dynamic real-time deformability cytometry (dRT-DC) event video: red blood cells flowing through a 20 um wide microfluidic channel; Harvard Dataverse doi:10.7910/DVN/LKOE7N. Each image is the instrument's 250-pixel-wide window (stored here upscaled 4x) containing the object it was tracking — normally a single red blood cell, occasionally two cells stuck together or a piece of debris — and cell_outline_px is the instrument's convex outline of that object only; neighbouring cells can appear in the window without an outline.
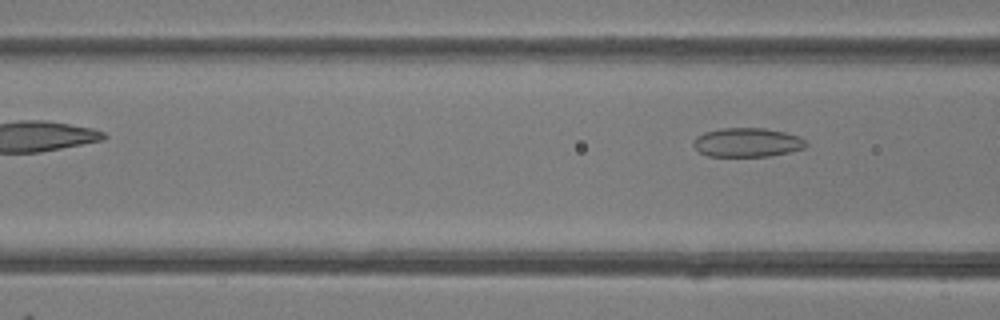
{"species": "common noctule bat (a hibernating species)", "species_latin": "Nyctalus noctula", "temperature_condition": "room temperature", "stored_images_in_passage": 6, "camera_frame_rate_fps": 3000, "um_per_image_px": 0.085, "animal": {"sex": "female"}, "frame": {"image": 1, "passage_image": 6, "time_ms": 6.0, "image_size_px": [1000, 320], "cell_outline_px": [[808, 144], [804, 148], [788, 152], [768, 156], [708, 156], [700, 152], [692, 144], [696, 136], [704, 132], [724, 128], [764, 128], [784, 132], [800, 136]], "centroid_in_image_um": [63.51, 12.1], "position_along_channel_um": 103.1, "area_um2": 18.96}}